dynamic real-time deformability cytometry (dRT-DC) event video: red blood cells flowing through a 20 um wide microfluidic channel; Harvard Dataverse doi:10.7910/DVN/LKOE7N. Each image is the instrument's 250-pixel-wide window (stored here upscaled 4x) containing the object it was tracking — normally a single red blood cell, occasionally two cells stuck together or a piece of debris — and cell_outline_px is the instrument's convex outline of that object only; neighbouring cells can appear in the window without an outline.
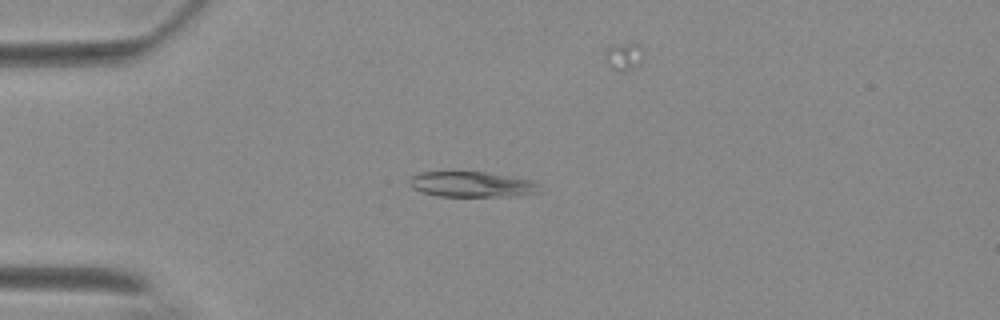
{"species": "Egyptian fruit bat (a non-hibernating species)", "species_latin": "Rousettus aegyptiacus", "temperature_condition": "warm", "stored_images_in_passage": 51, "camera_frame_rate_fps": 3000, "um_per_image_px": 0.085, "animal": {"sex": "female"}, "frame": {"image": 1, "passage_image": 9, "time_ms": 2.667, "image_size_px": [1000, 320], "cell_outline_px": [[544, 192], [508, 196], [440, 196], [420, 192], [412, 188], [408, 184], [408, 180], [412, 176], [420, 172], [484, 172], [532, 180], [540, 184]], "centroid_in_image_um": [40.12, 15.67], "position_along_channel_um": 44.9, "area_um2": 19.42}}
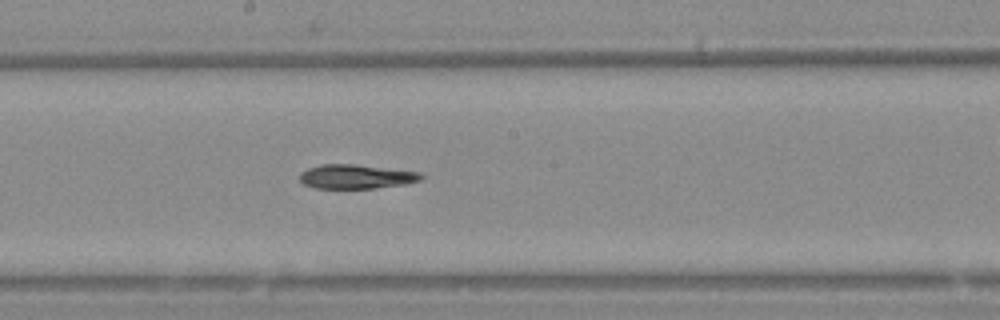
{"frame": {"image": 2, "passage_image": 25, "time_ms": 8.0, "image_size_px": [1000, 320], "cell_outline_px": [[424, 176], [420, 180], [404, 184], [376, 188], [316, 188], [304, 184], [300, 180], [300, 172], [308, 168], [320, 164], [352, 164], [420, 172]], "centroid_in_image_um": [30.25, 15.01], "position_along_channel_um": 218.0, "area_um2": 16.99}}
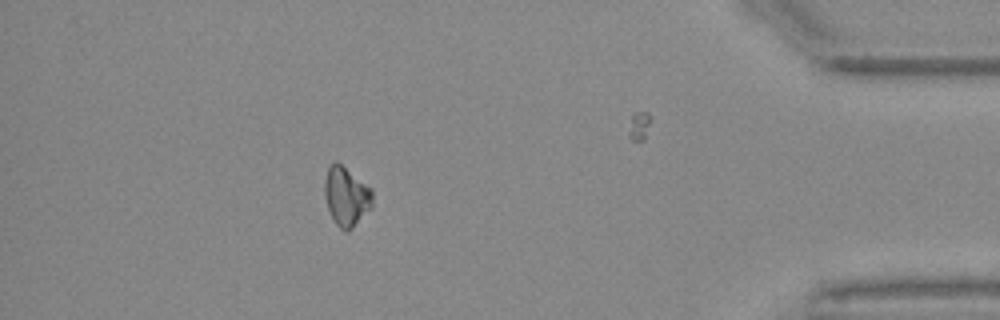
{"frame": {"image": 3, "passage_image": 44, "time_ms": 14.333, "image_size_px": [1000, 320], "cell_outline_px": [[372, 208], [348, 232], [344, 232], [336, 224], [328, 208], [324, 192], [324, 180], [328, 168], [336, 160], [372, 188]], "centroid_in_image_um": [29.45, 16.7], "position_along_channel_um": 405.8, "area_um2": 16.53}}